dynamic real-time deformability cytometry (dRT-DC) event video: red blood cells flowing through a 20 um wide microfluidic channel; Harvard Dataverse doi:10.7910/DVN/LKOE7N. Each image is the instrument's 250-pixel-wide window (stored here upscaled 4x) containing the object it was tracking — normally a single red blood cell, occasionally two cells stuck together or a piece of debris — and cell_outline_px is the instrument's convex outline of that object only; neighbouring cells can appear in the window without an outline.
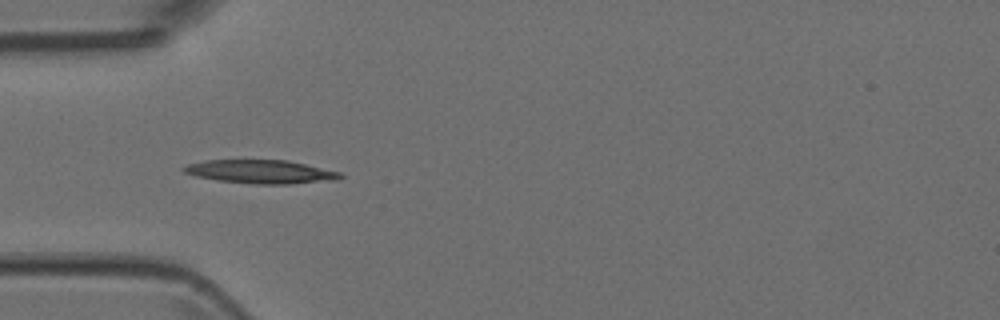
{"species": "Egyptian fruit bat (a non-hibernating species)", "species_latin": "Rousettus aegyptiacus", "temperature_condition": "room temperature", "stored_images_in_passage": 7, "camera_frame_rate_fps": 3000, "um_per_image_px": 0.085, "animal": {"sex": "female"}, "frame": {"image": 1, "passage_image": 4, "time_ms": 1.0, "image_size_px": [1000, 320], "cell_outline_px": [[344, 176], [340, 180], [288, 184], [256, 184], [220, 180], [196, 176], [184, 172], [180, 168], [188, 164], [204, 160], [288, 160], [340, 172]], "centroid_in_image_um": [22.2, 14.59], "position_along_channel_um": 62.8, "area_um2": 21.44}}
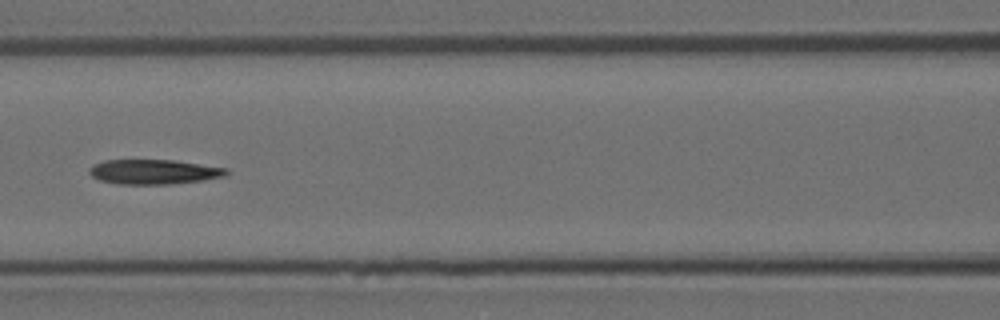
{"frame": {"image": 2, "passage_image": 6, "time_ms": 1.667, "image_size_px": [1000, 320], "cell_outline_px": [[228, 172], [224, 176], [204, 180], [172, 184], [120, 184], [100, 180], [92, 176], [88, 172], [88, 168], [92, 164], [104, 160], [172, 160], [228, 168]], "centroid_in_image_um": [13.04, 14.6], "position_along_channel_um": 153.6, "area_um2": 19.77}}
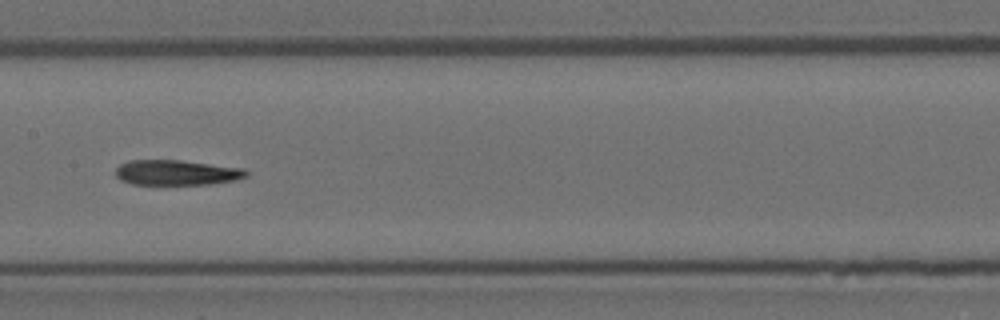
{"frame": {"image": 3, "passage_image": 7, "time_ms": 2.0, "image_size_px": [1000, 320], "cell_outline_px": [[248, 176], [236, 180], [208, 184], [132, 184], [120, 180], [116, 176], [116, 168], [120, 164], [128, 160], [180, 160], [244, 168], [248, 172]], "centroid_in_image_um": [15.01, 14.66], "position_along_channel_um": 192.4, "area_um2": 19.19}}